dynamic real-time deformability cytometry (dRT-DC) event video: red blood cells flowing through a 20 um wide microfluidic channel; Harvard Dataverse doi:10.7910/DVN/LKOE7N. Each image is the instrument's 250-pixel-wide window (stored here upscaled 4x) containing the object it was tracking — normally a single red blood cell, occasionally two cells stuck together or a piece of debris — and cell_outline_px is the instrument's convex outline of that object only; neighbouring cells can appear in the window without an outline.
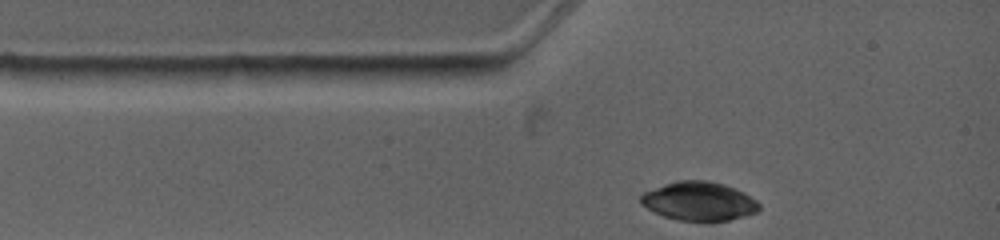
{"species": "common noctule bat (a hibernating species)", "species_latin": "Nyctalus noctula", "temperature_condition": "warm", "stored_images_in_passage": 2, "camera_frame_rate_fps": 4500, "um_per_image_px": 0.085, "animal": {"sex": "female", "body_mass_g": 19.0, "forearm_length_mm": 53.3}, "frame": {"image": 1, "passage_image": 1, "time_ms": 0.0, "image_size_px": [1000, 240], "cell_outline_px": [[760, 208], [756, 212], [744, 216], [712, 224], [708, 224], [680, 220], [664, 216], [640, 204], [640, 196], [644, 192], [664, 184], [680, 180], [708, 180], [724, 184], [744, 192], [756, 200], [760, 204]], "centroid_in_image_um": [59.44, 17.13], "position_along_channel_um": 25.6, "area_um2": 27.22}}